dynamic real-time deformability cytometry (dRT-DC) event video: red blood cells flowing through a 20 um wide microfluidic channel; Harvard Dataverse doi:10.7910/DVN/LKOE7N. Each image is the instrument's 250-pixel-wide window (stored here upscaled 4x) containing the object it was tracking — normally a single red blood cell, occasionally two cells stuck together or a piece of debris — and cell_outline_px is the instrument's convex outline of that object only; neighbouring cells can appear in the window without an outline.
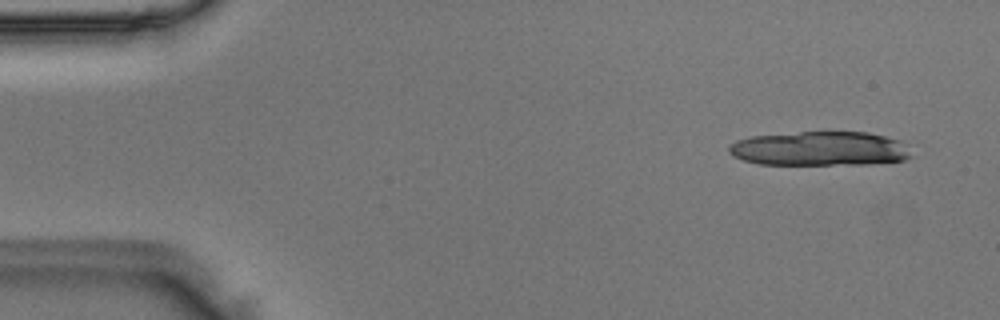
{"species": "Egyptian fruit bat (a non-hibernating species)", "species_latin": "Rousettus aegyptiacus", "temperature_condition": "room temperature", "stored_images_in_passage": 13, "camera_frame_rate_fps": 3000, "um_per_image_px": 0.085, "animal": {"sex": "male"}, "frame": {"image": 1, "passage_image": 3, "time_ms": 0.667, "image_size_px": [1000, 320], "cell_outline_px": [[916, 156], [904, 160], [868, 164], [760, 164], [744, 160], [732, 156], [728, 152], [728, 148], [736, 140], [752, 136], [800, 132], [868, 132], [900, 140]], "centroid_in_image_um": [69.72, 12.64], "position_along_channel_um": 15.3, "area_um2": 36.53}}